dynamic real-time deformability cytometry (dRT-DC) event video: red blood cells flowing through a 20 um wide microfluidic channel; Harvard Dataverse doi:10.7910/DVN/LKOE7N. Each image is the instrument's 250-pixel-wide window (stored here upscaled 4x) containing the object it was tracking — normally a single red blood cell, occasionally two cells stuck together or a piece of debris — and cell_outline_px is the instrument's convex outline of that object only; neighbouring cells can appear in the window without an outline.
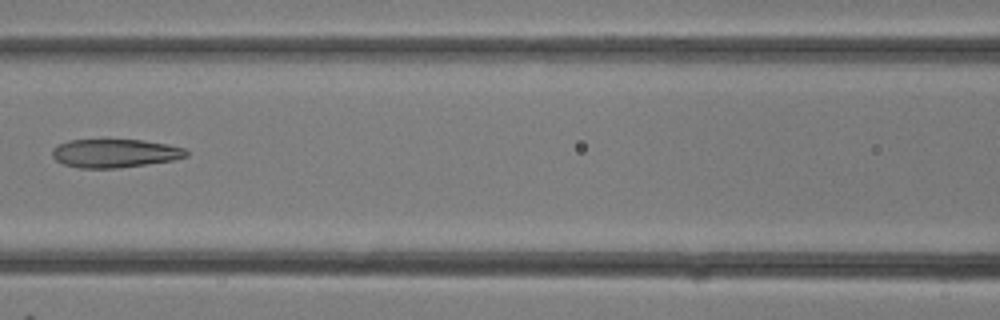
{"species": "common noctule bat (a hibernating species)", "species_latin": "Nyctalus noctula", "temperature_condition": "room temperature", "stored_images_in_passage": 17, "camera_frame_rate_fps": 3000, "um_per_image_px": 0.085, "animal": {"sex": "female"}, "frame": {"image": 1, "passage_image": 12, "time_ms": 3.667, "image_size_px": [1000, 320], "cell_outline_px": [[188, 156], [172, 160], [116, 168], [80, 168], [64, 164], [56, 160], [52, 156], [52, 148], [68, 140], [144, 140], [168, 144], [184, 148], [188, 152]], "centroid_in_image_um": [9.75, 13.02], "position_along_channel_um": 156.8, "area_um2": 22.08}}
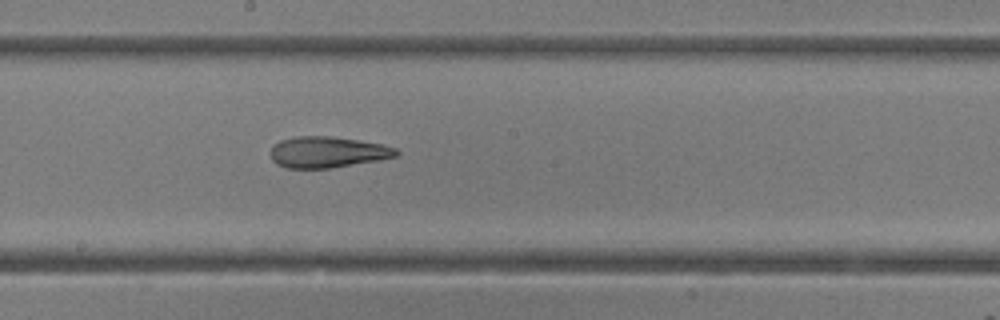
{"frame": {"image": 2, "passage_image": 15, "time_ms": 4.667, "image_size_px": [1000, 320], "cell_outline_px": [[400, 152], [396, 156], [380, 160], [328, 168], [288, 168], [276, 164], [272, 160], [272, 144], [280, 140], [296, 136], [332, 136], [380, 144], [396, 148]], "centroid_in_image_um": [27.82, 12.93], "position_along_channel_um": 220.4, "area_um2": 22.66}}
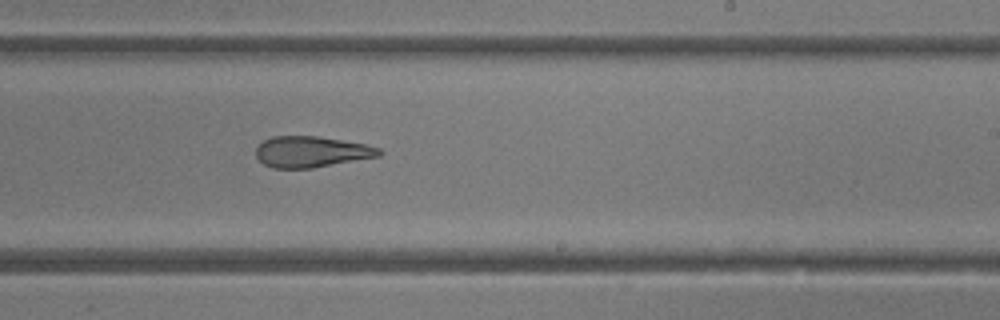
{"frame": {"image": 3, "passage_image": 17, "time_ms": 5.333, "image_size_px": [1000, 320], "cell_outline_px": [[384, 152], [380, 156], [312, 168], [272, 168], [264, 164], [256, 156], [256, 148], [264, 140], [272, 136], [316, 136], [364, 144], [380, 148]], "centroid_in_image_um": [26.46, 12.9], "position_along_channel_um": 262.5, "area_um2": 22.14}}